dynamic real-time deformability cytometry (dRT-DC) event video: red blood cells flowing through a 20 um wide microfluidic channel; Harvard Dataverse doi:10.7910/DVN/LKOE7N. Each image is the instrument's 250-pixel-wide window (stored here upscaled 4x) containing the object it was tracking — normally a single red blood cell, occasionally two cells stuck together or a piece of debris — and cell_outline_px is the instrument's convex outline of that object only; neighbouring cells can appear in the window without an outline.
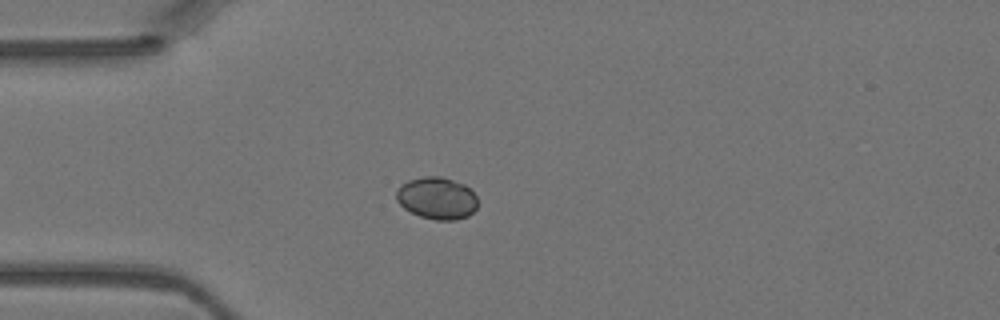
{"species": "Egyptian fruit bat (a non-hibernating species)", "species_latin": "Rousettus aegyptiacus", "temperature_condition": "warm", "stored_images_in_passage": 35, "camera_frame_rate_fps": 3000, "um_per_image_px": 0.085, "animal": {"sex": "female"}, "frame": {"image": 1, "passage_image": 9, "time_ms": 2.667, "image_size_px": [1000, 320], "cell_outline_px": [[476, 208], [468, 216], [456, 220], [436, 220], [420, 216], [404, 208], [396, 200], [396, 192], [400, 184], [408, 180], [424, 176], [440, 176], [464, 184], [476, 196]], "centroid_in_image_um": [37.11, 16.84], "position_along_channel_um": 47.9, "area_um2": 19.88}}
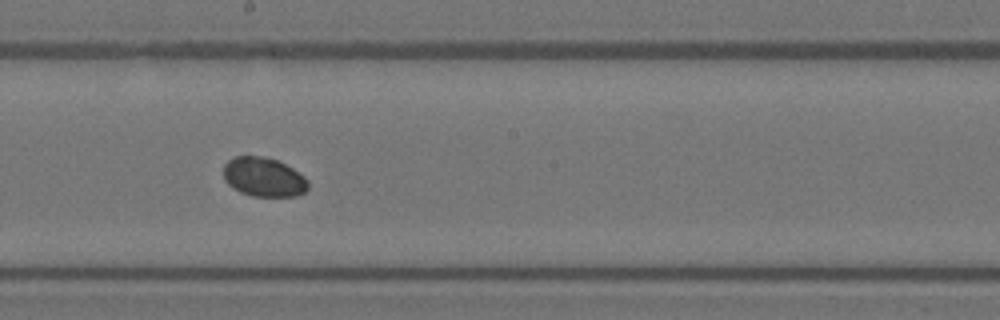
{"frame": {"image": 2, "passage_image": 22, "time_ms": 7.0, "image_size_px": [1000, 320], "cell_outline_px": [[308, 188], [304, 192], [296, 196], [252, 196], [240, 192], [232, 188], [224, 180], [224, 164], [228, 160], [236, 156], [264, 156], [276, 160], [292, 168], [304, 176], [308, 180]], "centroid_in_image_um": [22.4, 15.05], "position_along_channel_um": 225.8, "area_um2": 19.36}}
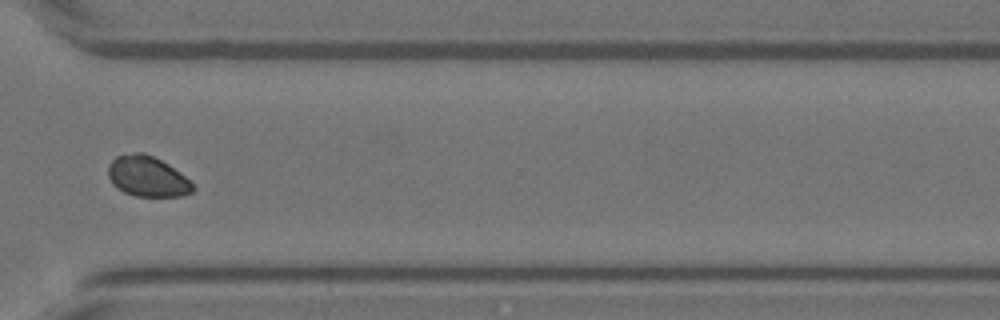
{"frame": {"image": 3, "passage_image": 31, "time_ms": 10.0, "image_size_px": [1000, 320], "cell_outline_px": [[196, 188], [192, 192], [180, 196], [136, 196], [124, 192], [116, 188], [112, 184], [108, 176], [108, 164], [116, 156], [136, 152], [144, 152], [168, 164], [180, 172]], "centroid_in_image_um": [12.5, 15.0], "position_along_channel_um": 358.1, "area_um2": 19.94}}